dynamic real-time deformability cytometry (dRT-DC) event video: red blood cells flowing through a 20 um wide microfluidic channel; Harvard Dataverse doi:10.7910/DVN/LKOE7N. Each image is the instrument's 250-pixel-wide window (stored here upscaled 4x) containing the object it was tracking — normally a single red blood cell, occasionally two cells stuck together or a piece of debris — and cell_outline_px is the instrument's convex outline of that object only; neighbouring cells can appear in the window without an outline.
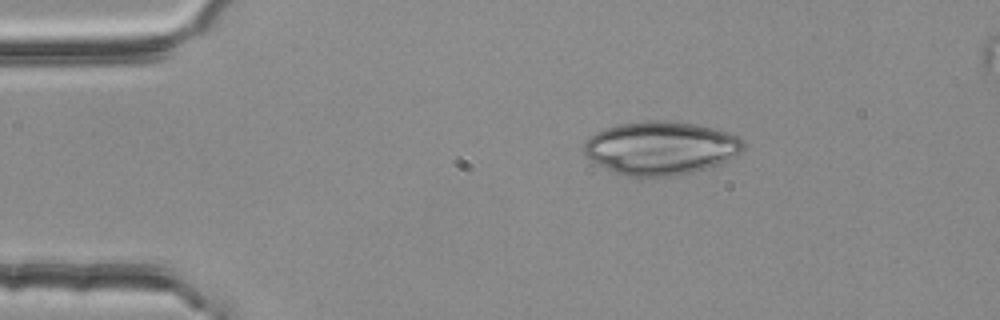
{"species": "common noctule bat (a hibernating species)", "species_latin": "Nyctalus noctula", "temperature_condition": "room temperature", "stored_images_in_passage": 3, "camera_frame_rate_fps": 3000, "um_per_image_px": 0.085, "animal": {"sex": "female", "body_mass_g": 25.1}, "frame": {"image": 1, "passage_image": 1, "time_ms": 0.0, "image_size_px": [1000, 320], "cell_outline_px": [[744, 148], [740, 152], [716, 164], [692, 172], [676, 176], [628, 176], [616, 172], [592, 160], [584, 152], [584, 144], [596, 132], [620, 124], [644, 120], [664, 120], [696, 124], [712, 128], [740, 136], [744, 140]], "centroid_in_image_um": [56.19, 12.56], "position_along_channel_um": 28.8, "area_um2": 48.78}}